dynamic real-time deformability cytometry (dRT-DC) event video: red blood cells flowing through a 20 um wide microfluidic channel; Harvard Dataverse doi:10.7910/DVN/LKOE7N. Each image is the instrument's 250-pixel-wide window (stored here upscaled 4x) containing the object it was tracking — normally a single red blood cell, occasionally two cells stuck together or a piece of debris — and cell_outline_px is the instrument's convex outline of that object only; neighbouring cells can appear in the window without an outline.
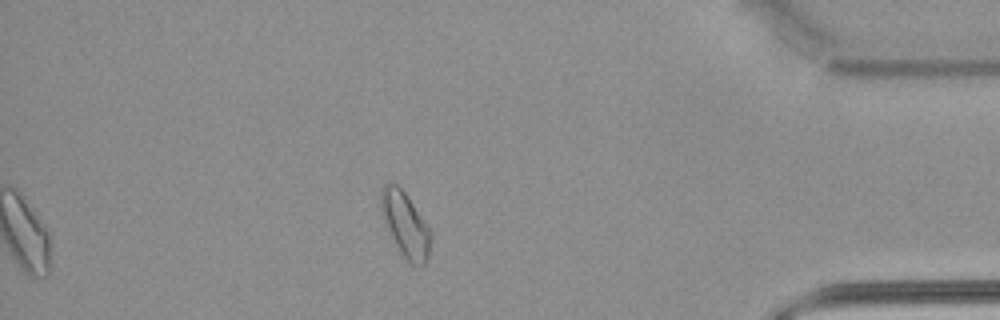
{"species": "common noctule bat (a hibernating species)", "species_latin": "Nyctalus noctula", "temperature_condition": "warm", "stored_images_in_passage": 40, "segment_of_instrument_passage": [2, 2], "camera_frame_rate_fps": 3000, "um_per_image_px": 0.085, "animal": {"sex": "male", "body_mass_g": 21.5, "forearm_length_mm": 52.0}, "frame": {"image": 1, "passage_image": 40, "time_ms": 13.0, "image_size_px": [1000, 320], "cell_outline_px": [[432, 236], [428, 260], [420, 268], [412, 264], [400, 252], [380, 212], [380, 188], [388, 180], [396, 184], [404, 192], [432, 232]], "centroid_in_image_um": [34.45, 19.08], "position_along_channel_um": 400.7, "area_um2": 18.79}}